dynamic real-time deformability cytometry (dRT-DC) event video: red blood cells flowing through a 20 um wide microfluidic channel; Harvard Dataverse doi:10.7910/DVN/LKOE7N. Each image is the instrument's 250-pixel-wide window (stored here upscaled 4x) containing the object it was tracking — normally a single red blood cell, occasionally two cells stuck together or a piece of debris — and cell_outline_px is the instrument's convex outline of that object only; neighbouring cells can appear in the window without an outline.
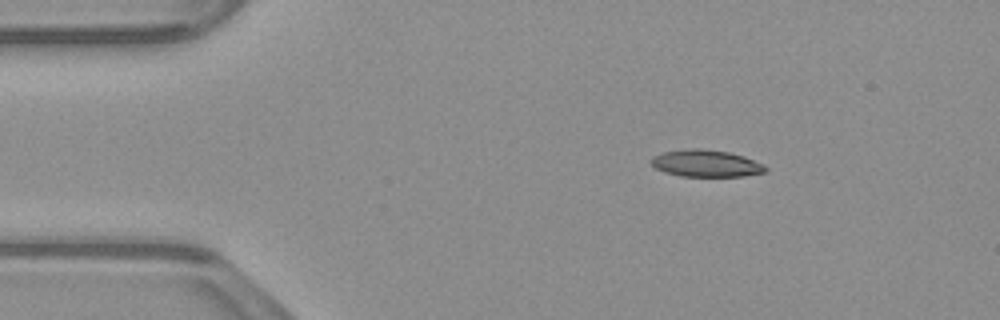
{"species": "common noctule bat (a hibernating species)", "species_latin": "Nyctalus noctula", "temperature_condition": "warm", "stored_images_in_passage": 45, "camera_frame_rate_fps": 3000, "um_per_image_px": 0.085, "animal": {"sex": "male", "body_mass_g": 23.1, "forearm_length_mm": 52.7}, "frame": {"image": 1, "passage_image": 1, "time_ms": 0.0, "image_size_px": [1000, 320], "cell_outline_px": [[768, 172], [744, 176], [680, 176], [664, 172], [656, 168], [648, 160], [652, 156], [660, 152], [688, 148], [700, 148], [728, 152], [744, 156], [764, 164], [768, 168]], "centroid_in_image_um": [60.0, 13.88], "position_along_channel_um": 25.0, "area_um2": 18.26}}
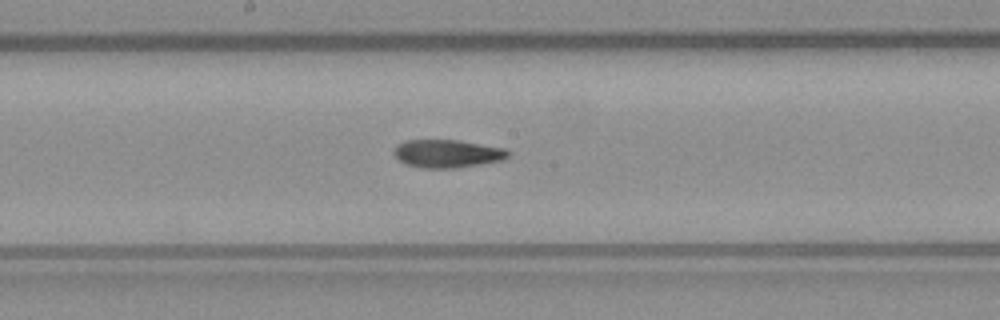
{"frame": {"image": 2, "passage_image": 20, "time_ms": 6.333, "image_size_px": [1000, 320], "cell_outline_px": [[512, 152], [504, 160], [456, 168], [420, 168], [408, 164], [400, 160], [392, 152], [396, 144], [404, 140], [460, 140], [504, 148]], "centroid_in_image_um": [38.03, 13.05], "position_along_channel_um": 210.2, "area_um2": 18.79}}
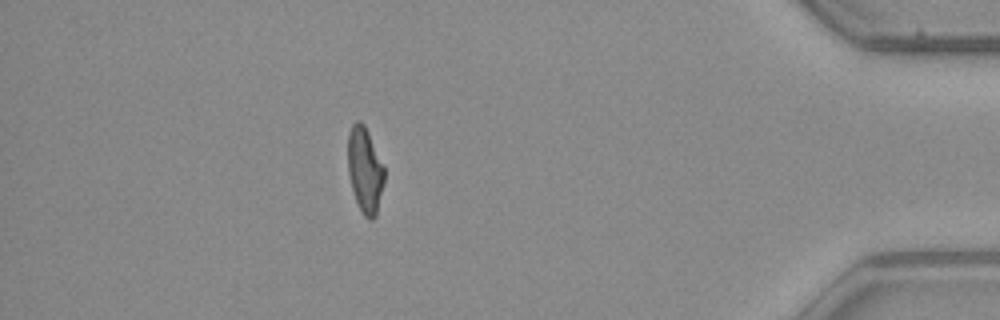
{"frame": {"image": 3, "passage_image": 39, "time_ms": 12.667, "image_size_px": [1000, 320], "cell_outline_px": [[384, 180], [376, 216], [372, 220], [368, 220], [364, 216], [356, 200], [352, 188], [348, 172], [348, 132], [352, 124], [356, 120], [360, 120], [364, 124], [368, 132], [384, 168]], "centroid_in_image_um": [31.0, 14.44], "position_along_channel_um": 404.2, "area_um2": 17.98}, "authors_computed_cell_mechanics": {"area_um2": 18.785, "velocity_mm_per_s": 3.9145, "shape_relaxation_time_tau1_ms": null, "shape_relaxation_time_tau2_ms": 4.9437, "deformation_change_tau1": null, "deformation_change_tau2": 0.1325}}